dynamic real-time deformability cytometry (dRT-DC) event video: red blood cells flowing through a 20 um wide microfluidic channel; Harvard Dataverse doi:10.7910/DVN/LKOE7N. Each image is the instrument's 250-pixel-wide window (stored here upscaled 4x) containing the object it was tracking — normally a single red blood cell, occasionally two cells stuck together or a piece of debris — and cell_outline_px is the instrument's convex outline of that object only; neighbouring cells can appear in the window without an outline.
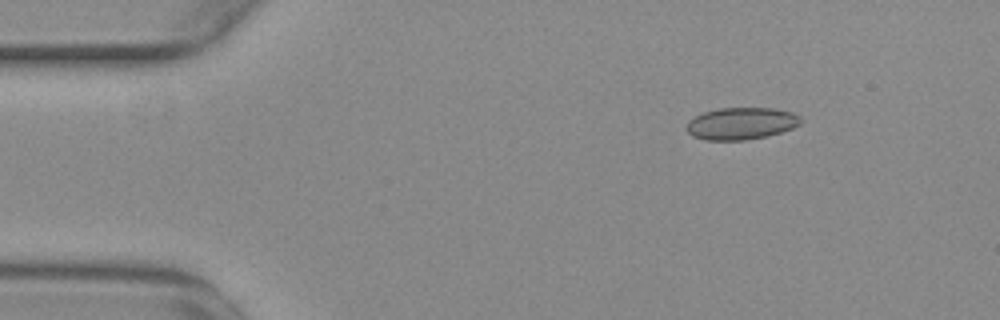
{"species": "common noctule bat (a hibernating species)", "species_latin": "Nyctalus noctula", "temperature_condition": "warm", "stored_images_in_passage": 51, "camera_frame_rate_fps": 3000, "um_per_image_px": 0.085, "animal": {"sex": "female", "body_mass_g": 29.2, "forearm_length_mm": 56.3}, "frame": {"image": 1, "passage_image": 8, "time_ms": 2.333, "image_size_px": [1000, 320], "cell_outline_px": [[804, 120], [800, 124], [792, 128], [768, 136], [744, 140], [704, 140], [692, 136], [688, 132], [688, 120], [704, 112], [720, 108], [772, 108], [792, 112], [800, 116]], "centroid_in_image_um": [63.03, 10.5], "position_along_channel_um": 22.0, "area_um2": 21.33}}
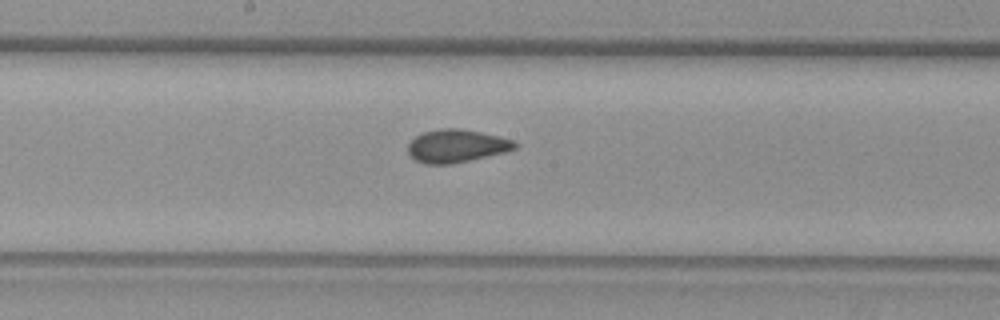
{"frame": {"image": 2, "passage_image": 29, "time_ms": 9.333, "image_size_px": [1000, 320], "cell_outline_px": [[520, 144], [516, 148], [504, 152], [452, 164], [424, 164], [416, 160], [408, 152], [408, 144], [416, 136], [424, 132], [440, 128], [460, 128], [500, 136], [512, 140]], "centroid_in_image_um": [38.81, 12.4], "position_along_channel_um": 209.4, "area_um2": 20.46}}
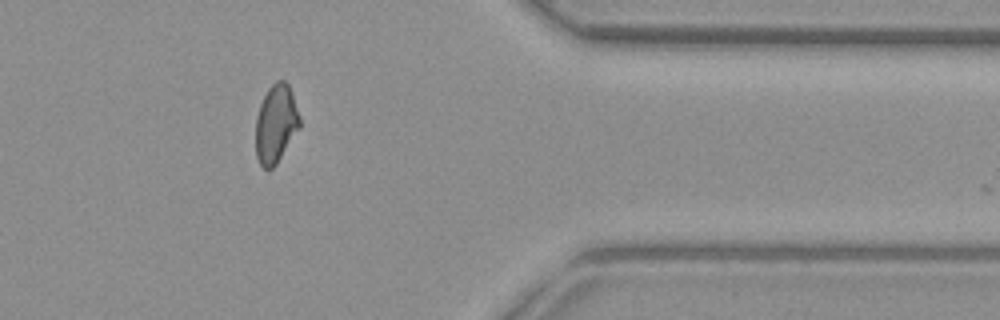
{"frame": {"image": 3, "passage_image": 45, "time_ms": 14.667, "image_size_px": [1000, 320], "cell_outline_px": [[300, 128], [276, 164], [272, 168], [264, 168], [260, 164], [256, 156], [256, 116], [260, 104], [268, 88], [276, 80], [284, 80], [288, 84], [292, 92], [300, 116]], "centroid_in_image_um": [23.46, 10.5], "position_along_channel_um": 387.9, "area_um2": 20.11}, "authors_computed_cell_mechanics": {"area_um2": 20.808, "velocity_mm_per_s": 3.7605, "shape_relaxation_time_tau1_ms": null, "shape_relaxation_time_tau2_ms": 1.604, "deformation_change_tau1": null, "deformation_change_tau2": 0.0837}}